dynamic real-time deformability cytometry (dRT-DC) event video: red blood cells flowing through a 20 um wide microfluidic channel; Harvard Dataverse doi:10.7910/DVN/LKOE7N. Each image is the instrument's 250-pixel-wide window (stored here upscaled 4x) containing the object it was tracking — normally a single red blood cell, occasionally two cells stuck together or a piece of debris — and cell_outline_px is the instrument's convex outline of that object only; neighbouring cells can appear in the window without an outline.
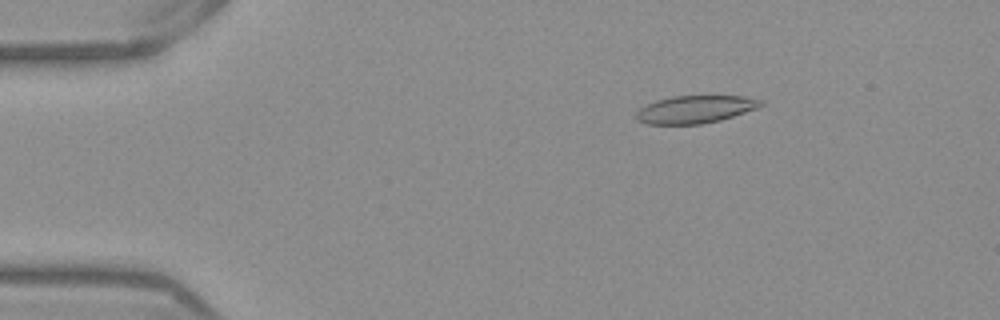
{"species": "Egyptian fruit bat (a non-hibernating species)", "species_latin": "Rousettus aegyptiacus", "temperature_condition": "warm", "stored_images_in_passage": 51, "camera_frame_rate_fps": 3000, "um_per_image_px": 0.085, "frame": {"image": 1, "passage_image": 7, "time_ms": 2.0, "image_size_px": [1000, 320], "cell_outline_px": [[764, 104], [756, 108], [720, 120], [700, 124], [648, 124], [636, 120], [636, 112], [640, 108], [656, 100], [672, 96], [744, 96], [764, 100]], "centroid_in_image_um": [59.08, 9.29], "position_along_channel_um": 25.9, "area_um2": 19.94}}
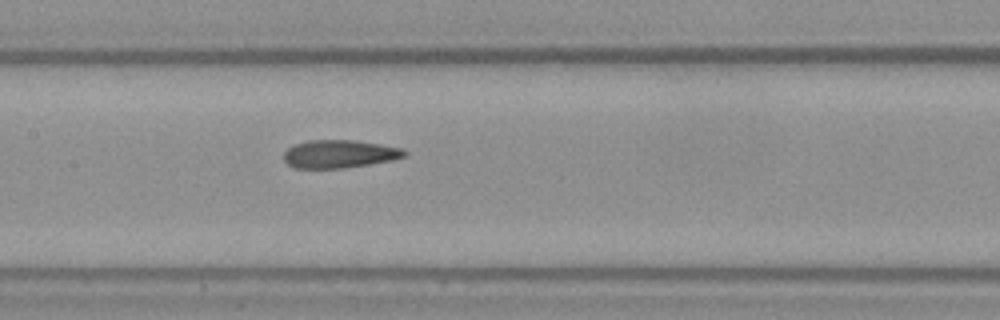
{"frame": {"image": 2, "passage_image": 24, "time_ms": 7.667, "image_size_px": [1000, 320], "cell_outline_px": [[408, 152], [404, 156], [392, 160], [344, 168], [292, 168], [284, 160], [284, 152], [288, 148], [296, 144], [308, 140], [356, 140], [380, 144], [400, 148]], "centroid_in_image_um": [28.82, 13.08], "position_along_channel_um": 178.6, "area_um2": 19.59}}
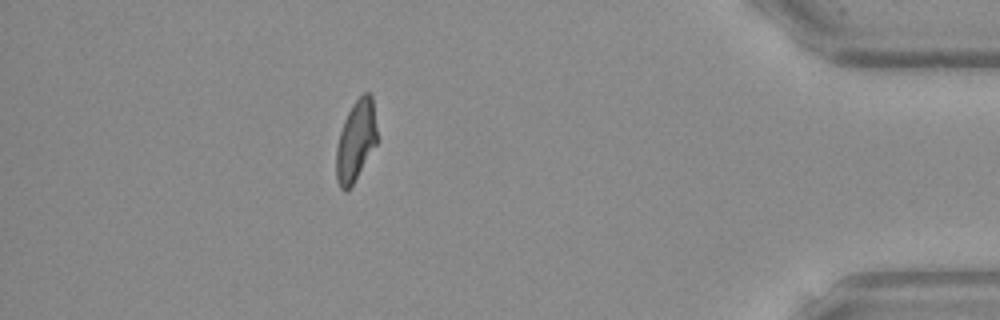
{"frame": {"image": 3, "passage_image": 45, "time_ms": 14.667, "image_size_px": [1000, 320], "cell_outline_px": [[376, 144], [352, 184], [344, 192], [340, 188], [336, 180], [336, 148], [340, 132], [344, 120], [352, 104], [364, 92], [368, 92], [372, 96], [376, 128]], "centroid_in_image_um": [30.22, 11.96], "position_along_channel_um": 405.0, "area_um2": 18.84}, "authors_computed_cell_mechanics": {"area_um2": 20.1722, "velocity_mm_per_s": 3.9049, "shape_relaxation_time_tau1_ms": null, "shape_relaxation_time_tau2_ms": 2.3999, "deformation_change_tau1": null, "deformation_change_tau2": 0.117}}